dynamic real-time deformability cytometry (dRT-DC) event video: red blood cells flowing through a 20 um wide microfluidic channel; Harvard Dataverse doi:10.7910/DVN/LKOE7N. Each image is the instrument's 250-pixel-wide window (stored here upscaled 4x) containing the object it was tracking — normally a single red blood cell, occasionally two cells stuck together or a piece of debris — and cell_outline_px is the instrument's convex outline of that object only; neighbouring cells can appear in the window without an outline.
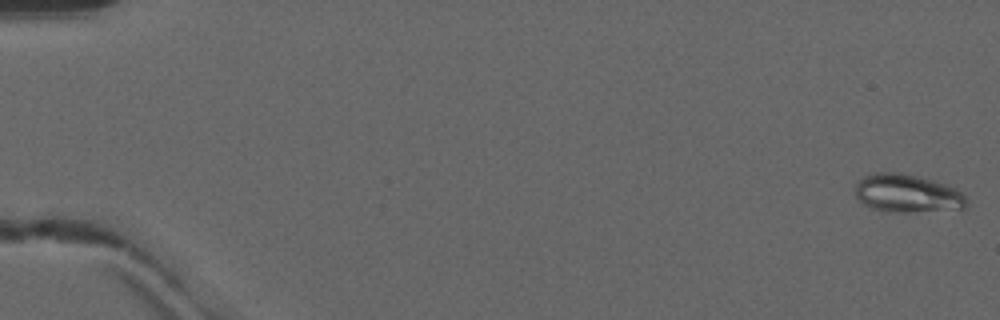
{"species": "common noctule bat (a hibernating species)", "species_latin": "Nyctalus noctula", "temperature_condition": "warm", "stored_images_in_passage": 50, "camera_frame_rate_fps": 3000, "um_per_image_px": 0.085, "animal": {"sex": "male", "forearm_length_mm": 52.5}, "frame": {"image": 1, "passage_image": 1, "time_ms": 0.0, "image_size_px": [1000, 320], "cell_outline_px": [[968, 204], [964, 208], [908, 212], [884, 212], [868, 208], [856, 196], [856, 180], [872, 172], [896, 172], [936, 180], [956, 188], [968, 200]], "centroid_in_image_um": [77.08, 16.43], "position_along_channel_um": 7.9, "area_um2": 25.03}}
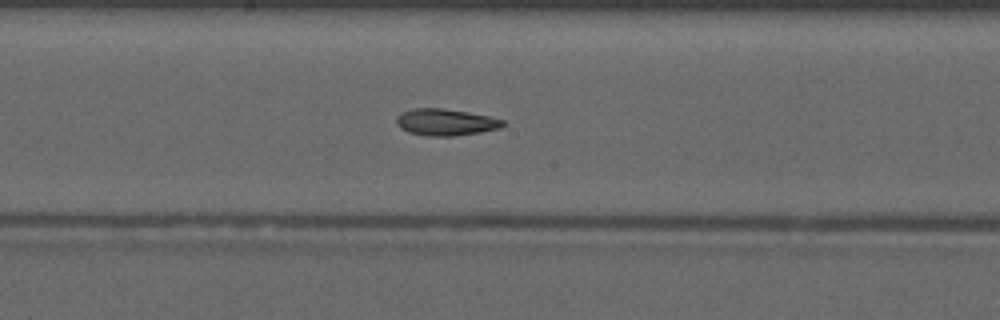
{"frame": {"image": 2, "passage_image": 28, "time_ms": 9.0, "image_size_px": [1000, 320], "cell_outline_px": [[508, 124], [500, 128], [480, 132], [452, 136], [428, 136], [408, 132], [400, 128], [396, 124], [396, 116], [400, 112], [412, 108], [444, 108], [468, 112], [488, 116], [504, 120]], "centroid_in_image_um": [37.86, 10.38], "position_along_channel_um": 210.3, "area_um2": 16.76}}
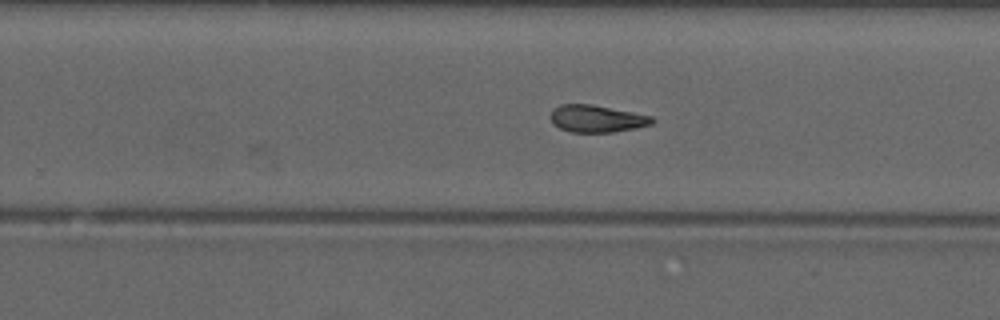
{"frame": {"image": 3, "passage_image": 33, "time_ms": 10.667, "image_size_px": [1000, 320], "cell_outline_px": [[656, 120], [652, 124], [636, 128], [612, 132], [572, 132], [560, 128], [552, 120], [552, 108], [560, 104], [592, 104], [652, 116]], "centroid_in_image_um": [50.76, 10.08], "position_along_channel_um": 279.0, "area_um2": 15.95}, "authors_computed_cell_mechanics": {"area_um2": 16.9065, "velocity_mm_per_s": 4.1598, "shape_relaxation_time_tau1_ms": null, "shape_relaxation_time_tau2_ms": 3.4987, "deformation_change_tau1": null, "deformation_change_tau2": 0.1123}}